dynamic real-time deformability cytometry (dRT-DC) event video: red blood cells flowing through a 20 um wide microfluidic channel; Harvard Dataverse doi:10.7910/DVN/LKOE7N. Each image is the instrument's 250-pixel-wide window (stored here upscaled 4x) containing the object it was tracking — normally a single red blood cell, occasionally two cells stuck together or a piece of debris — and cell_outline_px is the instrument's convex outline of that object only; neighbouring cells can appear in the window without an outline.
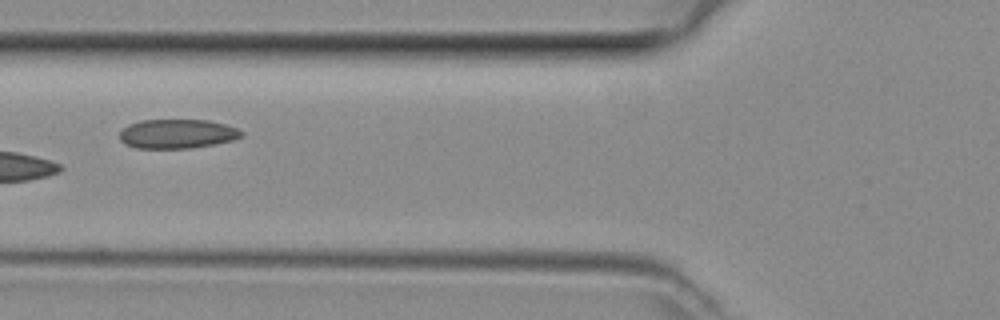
{"species": "common noctule bat (a hibernating species)", "species_latin": "Nyctalus noctula", "temperature_condition": "room temperature", "stored_images_in_passage": 5, "camera_frame_rate_fps": 3000, "um_per_image_px": 0.085, "animal": {"sex": "female", "body_mass_g": 29.2, "forearm_length_mm": 56.3}, "frame": {"image": 1, "passage_image": 5, "time_ms": 1.333, "image_size_px": [1000, 320], "cell_outline_px": [[244, 132], [240, 136], [232, 140], [216, 144], [192, 148], [136, 148], [124, 144], [120, 140], [120, 132], [128, 124], [140, 120], [208, 120], [224, 124], [236, 128]], "centroid_in_image_um": [15.03, 11.38], "position_along_channel_um": 110.8, "area_um2": 20.75}}